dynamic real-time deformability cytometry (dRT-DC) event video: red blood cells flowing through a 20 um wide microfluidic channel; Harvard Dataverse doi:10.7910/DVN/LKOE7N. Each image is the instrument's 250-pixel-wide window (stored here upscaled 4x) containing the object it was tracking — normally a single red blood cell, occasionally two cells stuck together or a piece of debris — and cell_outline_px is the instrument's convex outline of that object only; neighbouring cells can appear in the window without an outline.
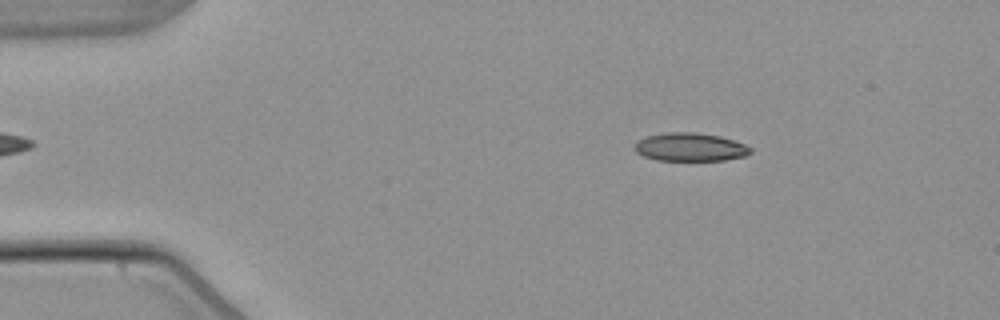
{"species": "common noctule bat (a hibernating species)", "species_latin": "Nyctalus noctula", "temperature_condition": "warm", "stored_images_in_passage": 4, "camera_frame_rate_fps": 3000, "um_per_image_px": 0.085, "animal": {"sex": "male", "body_mass_g": 21.5, "forearm_length_mm": 52.0}, "frame": {"image": 1, "passage_image": 2, "time_ms": 1.333, "image_size_px": [1000, 320], "cell_outline_px": [[752, 152], [744, 156], [724, 160], [656, 160], [644, 156], [636, 152], [636, 144], [640, 140], [648, 136], [668, 132], [696, 132], [720, 136], [744, 144], [752, 148]], "centroid_in_image_um": [58.7, 12.5], "position_along_channel_um": 26.3, "area_um2": 18.84}}